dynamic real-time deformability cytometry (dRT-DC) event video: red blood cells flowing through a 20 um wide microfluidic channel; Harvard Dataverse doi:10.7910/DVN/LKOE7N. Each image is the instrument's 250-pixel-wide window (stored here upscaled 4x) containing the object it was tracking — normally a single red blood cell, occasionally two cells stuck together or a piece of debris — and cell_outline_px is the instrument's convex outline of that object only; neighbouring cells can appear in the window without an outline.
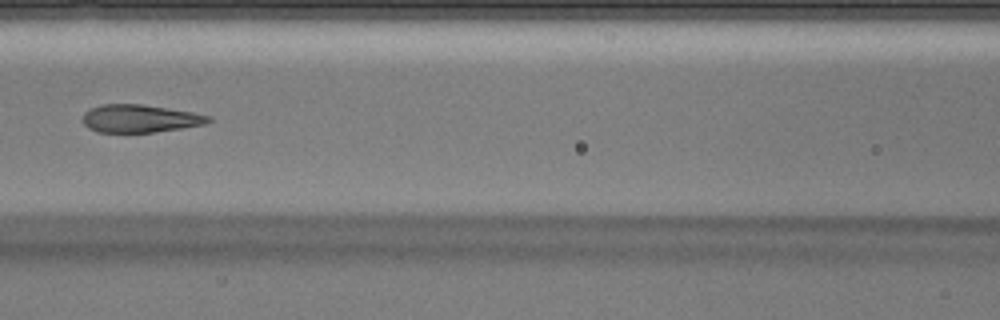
{"species": "Egyptian fruit bat (a non-hibernating species)", "species_latin": "Rousettus aegyptiacus", "temperature_condition": "warm", "stored_images_in_passage": 43, "segment_of_instrument_passage": [2, 2], "camera_frame_rate_fps": 3000, "um_per_image_px": 0.085, "animal": {"sex": "male"}, "frame": {"image": 1, "passage_image": 20, "time_ms": 6.333, "image_size_px": [1000, 320], "cell_outline_px": [[212, 120], [204, 124], [180, 128], [152, 132], [96, 132], [88, 128], [84, 124], [84, 112], [88, 108], [100, 104], [140, 104], [192, 112], [212, 116]], "centroid_in_image_um": [11.86, 10.07], "position_along_channel_um": 154.7, "area_um2": 20.29}}
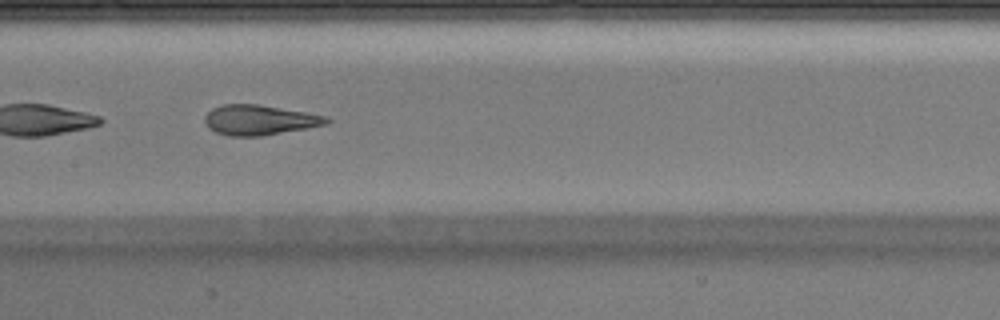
{"frame": {"image": 2, "passage_image": 22, "time_ms": 7.0, "image_size_px": [1000, 320], "cell_outline_px": [[332, 120], [328, 124], [264, 136], [228, 136], [216, 132], [208, 128], [204, 120], [204, 116], [212, 108], [224, 104], [256, 104], [328, 116]], "centroid_in_image_um": [22.05, 10.21], "position_along_channel_um": 185.3, "area_um2": 21.39}}